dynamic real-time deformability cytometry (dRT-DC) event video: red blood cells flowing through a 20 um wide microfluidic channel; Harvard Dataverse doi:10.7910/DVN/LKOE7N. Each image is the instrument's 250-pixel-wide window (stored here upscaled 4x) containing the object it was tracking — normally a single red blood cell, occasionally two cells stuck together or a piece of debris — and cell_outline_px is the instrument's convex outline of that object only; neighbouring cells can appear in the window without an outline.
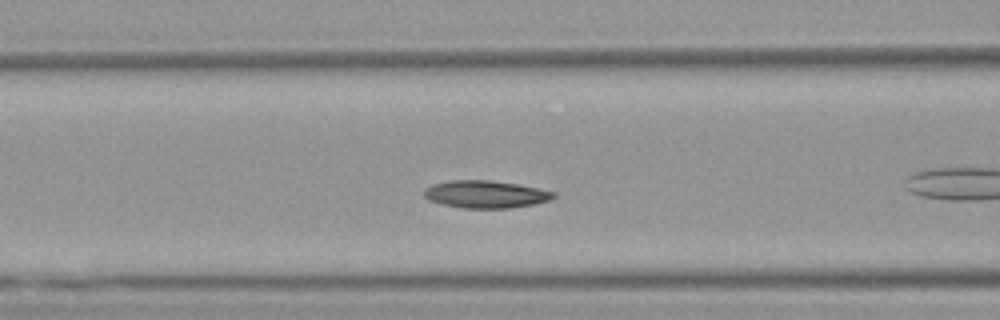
{"species": "Egyptian fruit bat (a non-hibernating species)", "species_latin": "Rousettus aegyptiacus", "temperature_condition": "warm", "stored_images_in_passage": 38, "camera_frame_rate_fps": 3000, "um_per_image_px": 0.085, "animal": {"sex": "female"}, "frame": {"image": 1, "passage_image": 6, "time_ms": 1.667, "image_size_px": [1000, 320], "cell_outline_px": [[556, 196], [548, 200], [532, 204], [508, 208], [464, 208], [444, 204], [428, 200], [424, 196], [424, 188], [432, 184], [448, 180], [488, 180], [516, 184], [556, 192]], "centroid_in_image_um": [41.23, 16.5], "position_along_channel_um": 125.4, "area_um2": 20.52}}
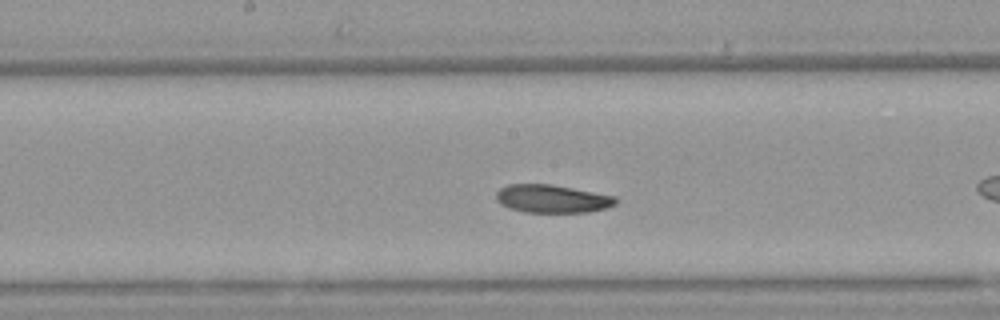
{"frame": {"image": 2, "passage_image": 12, "time_ms": 3.667, "image_size_px": [1000, 320], "cell_outline_px": [[620, 200], [616, 204], [608, 208], [588, 212], [524, 212], [508, 208], [500, 204], [496, 200], [496, 192], [500, 188], [508, 184], [552, 184], [616, 196]], "centroid_in_image_um": [46.95, 16.89], "position_along_channel_um": 201.2, "area_um2": 19.83}, "authors_computed_cell_mechanics": {"area_um2": 20.2878, "velocity_mm_per_s": 3.8134, "shape_relaxation_time_tau1_ms": 3.5156, "shape_relaxation_time_tau2_ms": 7.5442, "deformation_change_tau1": 0.0791, "deformation_change_tau2": 0.1212}}